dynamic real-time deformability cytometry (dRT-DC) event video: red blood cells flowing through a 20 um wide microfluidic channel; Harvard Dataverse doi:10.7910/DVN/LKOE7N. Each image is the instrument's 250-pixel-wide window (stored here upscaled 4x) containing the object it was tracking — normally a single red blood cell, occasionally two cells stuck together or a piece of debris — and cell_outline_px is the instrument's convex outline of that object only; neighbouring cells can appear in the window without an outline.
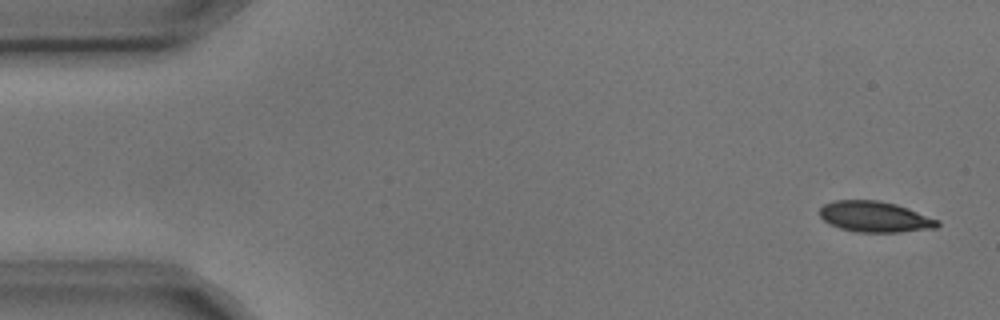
{"species": "common noctule bat (a hibernating species)", "species_latin": "Nyctalus noctula", "temperature_condition": "cold", "stored_images_in_passage": 4, "camera_frame_rate_fps": 3000, "um_per_image_px": 0.085, "animal": {"sex": "male", "body_mass_g": 17.9, "forearm_length_mm": 54.2}, "frame": {"image": 1, "passage_image": 1, "time_ms": 0.0, "image_size_px": [1000, 320], "cell_outline_px": [[940, 224], [936, 228], [900, 232], [856, 232], [840, 228], [824, 220], [820, 216], [820, 208], [824, 204], [836, 200], [880, 200], [896, 204], [908, 208], [940, 220]], "centroid_in_image_um": [74.39, 18.42], "position_along_channel_um": 10.6, "area_um2": 21.15}}